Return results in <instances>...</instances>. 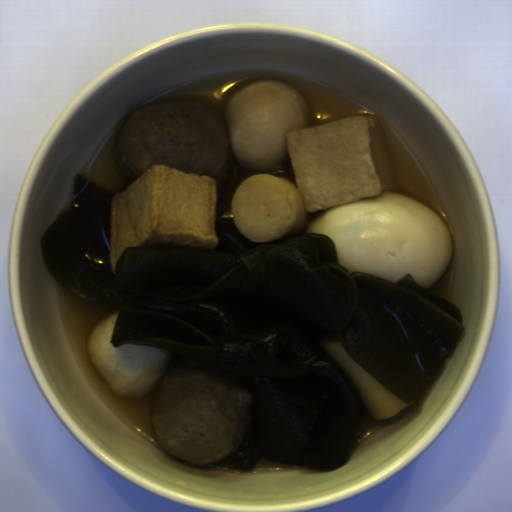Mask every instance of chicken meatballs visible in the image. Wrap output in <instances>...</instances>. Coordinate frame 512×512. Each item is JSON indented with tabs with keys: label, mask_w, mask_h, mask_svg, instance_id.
Segmentation results:
<instances>
[{
	"label": "chicken meatballs",
	"mask_w": 512,
	"mask_h": 512,
	"mask_svg": "<svg viewBox=\"0 0 512 512\" xmlns=\"http://www.w3.org/2000/svg\"><path fill=\"white\" fill-rule=\"evenodd\" d=\"M114 159L132 183L154 165L225 180L232 148L225 117L193 98L150 103L116 134Z\"/></svg>",
	"instance_id": "2"
},
{
	"label": "chicken meatballs",
	"mask_w": 512,
	"mask_h": 512,
	"mask_svg": "<svg viewBox=\"0 0 512 512\" xmlns=\"http://www.w3.org/2000/svg\"><path fill=\"white\" fill-rule=\"evenodd\" d=\"M252 404L247 389L172 364L153 392V433L172 456L196 468L213 465L240 451Z\"/></svg>",
	"instance_id": "1"
}]
</instances>
